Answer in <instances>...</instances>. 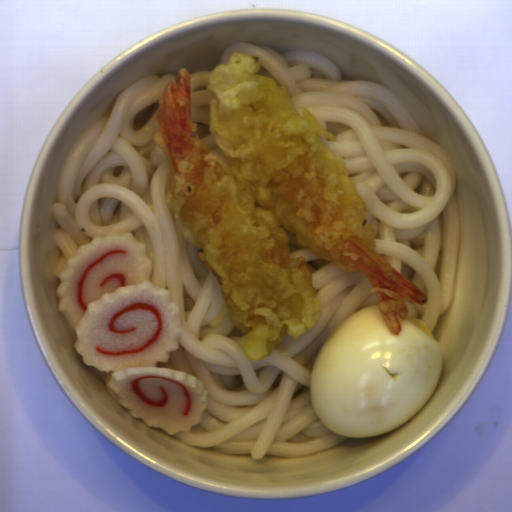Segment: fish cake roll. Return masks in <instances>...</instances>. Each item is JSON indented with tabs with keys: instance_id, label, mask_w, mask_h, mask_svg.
<instances>
[{
	"instance_id": "14b837c1",
	"label": "fish cake roll",
	"mask_w": 512,
	"mask_h": 512,
	"mask_svg": "<svg viewBox=\"0 0 512 512\" xmlns=\"http://www.w3.org/2000/svg\"><path fill=\"white\" fill-rule=\"evenodd\" d=\"M152 267L131 232L96 236L60 271L58 310L83 364L112 372L107 386L127 415L174 436L201 422L209 394L197 377L158 367L179 350L182 322L169 290L152 283Z\"/></svg>"
}]
</instances>
